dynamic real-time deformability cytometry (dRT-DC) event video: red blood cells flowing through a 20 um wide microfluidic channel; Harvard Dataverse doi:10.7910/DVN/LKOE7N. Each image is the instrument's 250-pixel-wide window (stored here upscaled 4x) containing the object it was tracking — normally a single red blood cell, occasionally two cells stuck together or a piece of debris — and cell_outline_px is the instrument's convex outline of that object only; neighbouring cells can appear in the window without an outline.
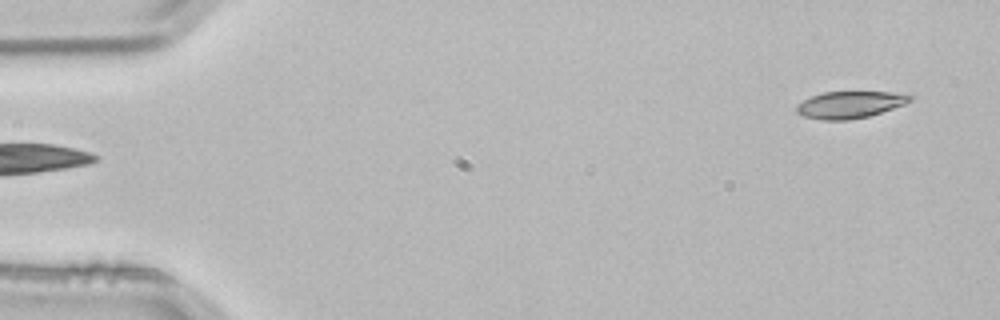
{"species": "common noctule bat (a hibernating species)", "species_latin": "Nyctalus noctula", "temperature_condition": "room temperature", "stored_images_in_passage": 4, "segment_of_instrument_passage": [2, 2], "camera_frame_rate_fps": 3000, "um_per_image_px": 0.085, "animal": {"sex": "male", "body_mass_g": 21.5, "forearm_length_mm": 52.0}, "frame": {"image": 1, "passage_image": 4, "time_ms": 1.0, "image_size_px": [1000, 320], "cell_outline_px": [[912, 100], [904, 104], [868, 116], [848, 120], [820, 120], [804, 116], [796, 112], [796, 104], [812, 96], [824, 92], [888, 92], [912, 96]], "centroid_in_image_um": [72.18, 8.9], "position_along_channel_um": 12.8, "area_um2": 17.51}}